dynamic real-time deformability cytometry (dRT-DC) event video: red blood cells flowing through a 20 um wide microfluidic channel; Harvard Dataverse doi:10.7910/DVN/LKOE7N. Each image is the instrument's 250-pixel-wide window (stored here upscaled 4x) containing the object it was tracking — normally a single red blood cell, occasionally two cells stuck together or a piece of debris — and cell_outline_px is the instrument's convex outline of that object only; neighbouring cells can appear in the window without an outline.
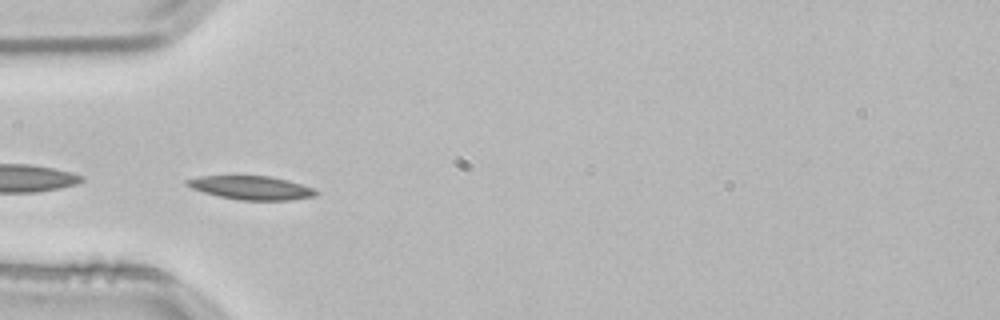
{"species": "common noctule bat (a hibernating species)", "species_latin": "Nyctalus noctula", "temperature_condition": "room temperature", "stored_images_in_passage": 38, "camera_frame_rate_fps": 3000, "um_per_image_px": 0.085, "animal": {"sex": "male", "body_mass_g": 21.5, "forearm_length_mm": 52.0}, "frame": {"image": 1, "passage_image": 1, "time_ms": 0.0, "image_size_px": [1000, 320], "cell_outline_px": [[320, 192], [316, 196], [292, 200], [240, 200], [220, 196], [204, 192], [192, 188], [184, 184], [184, 180], [200, 176], [268, 176], [288, 180], [316, 188]], "centroid_in_image_um": [21.41, 15.96], "position_along_channel_um": 63.6, "area_um2": 17.86}, "authors_computed_cell_mechanics": {"area_um2": 16.6464, "velocity_mm_per_s": 3.7944, "shape_relaxation_time_tau1_ms": 4.2318, "shape_relaxation_time_tau2_ms": null, "deformation_change_tau1": 0.0923, "deformation_change_tau2": null}}